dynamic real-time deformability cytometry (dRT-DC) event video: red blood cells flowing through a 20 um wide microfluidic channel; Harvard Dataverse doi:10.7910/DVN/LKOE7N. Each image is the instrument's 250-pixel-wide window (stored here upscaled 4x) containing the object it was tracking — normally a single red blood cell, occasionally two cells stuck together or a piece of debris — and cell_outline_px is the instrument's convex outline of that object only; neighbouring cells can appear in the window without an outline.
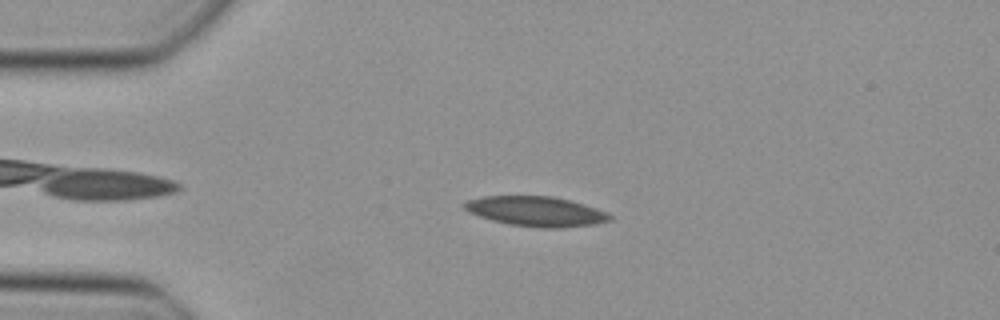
{"species": "Egyptian fruit bat (a non-hibernating species)", "species_latin": "Rousettus aegyptiacus", "temperature_condition": "cold", "stored_images_in_passage": 42, "camera_frame_rate_fps": 3000, "um_per_image_px": 0.085, "animal": {"sex": "female"}, "frame": {"image": 1, "passage_image": 8, "time_ms": 2.333, "image_size_px": [1000, 320], "cell_outline_px": [[612, 220], [596, 224], [560, 228], [540, 228], [508, 224], [492, 220], [468, 212], [464, 208], [464, 204], [468, 200], [484, 196], [552, 196], [572, 200], [596, 208], [612, 216]], "centroid_in_image_um": [45.58, 17.97], "position_along_channel_um": 39.4, "area_um2": 25.32}}
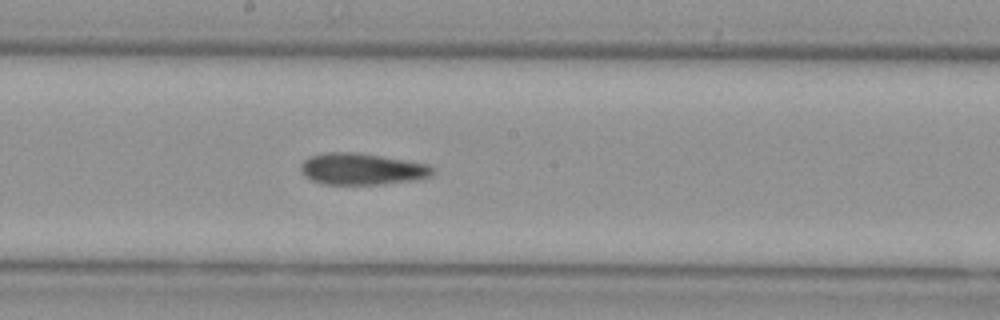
{"frame": {"image": 2, "passage_image": 23, "time_ms": 7.333, "image_size_px": [1000, 320], "cell_outline_px": [[436, 172], [432, 176], [412, 180], [380, 184], [320, 184], [304, 176], [300, 168], [300, 164], [308, 156], [324, 152], [356, 152], [428, 164]], "centroid_in_image_um": [30.71, 14.36], "position_along_channel_um": 217.5, "area_um2": 24.28}}
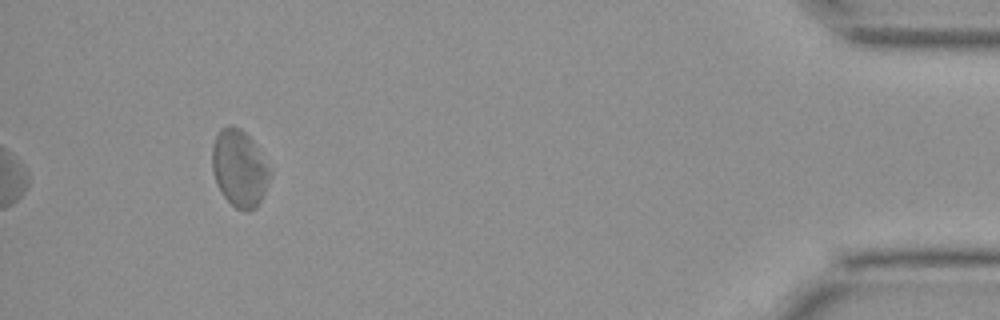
{"frame": {"image": 3, "passage_image": 42, "time_ms": 13.667, "image_size_px": [1000, 320], "cell_outline_px": [[272, 172], [264, 192], [256, 208], [248, 212], [244, 212], [236, 208], [224, 196], [216, 180], [212, 168], [212, 144], [220, 128], [228, 124], [232, 124], [240, 128], [252, 140]], "centroid_in_image_um": [20.34, 14.29], "position_along_channel_um": 414.9, "area_um2": 25.72}}